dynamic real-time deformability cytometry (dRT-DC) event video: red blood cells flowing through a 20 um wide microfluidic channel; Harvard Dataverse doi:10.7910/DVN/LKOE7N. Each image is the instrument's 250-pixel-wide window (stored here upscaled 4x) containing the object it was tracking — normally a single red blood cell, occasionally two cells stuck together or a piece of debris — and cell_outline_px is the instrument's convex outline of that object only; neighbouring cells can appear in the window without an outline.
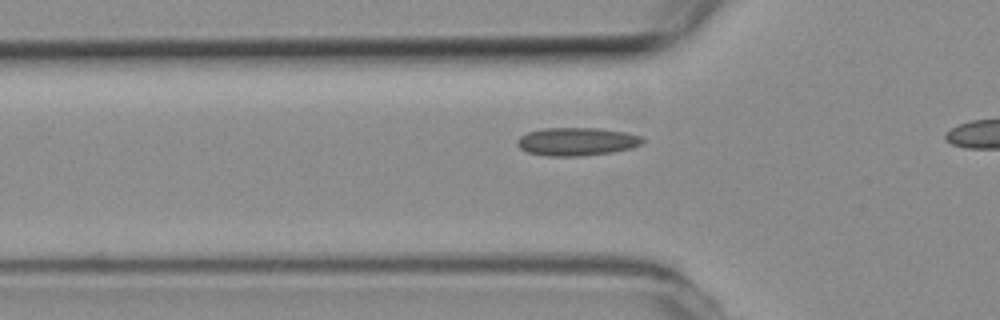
{"species": "common noctule bat (a hibernating species)", "species_latin": "Nyctalus noctula", "temperature_condition": "room temperature", "stored_images_in_passage": 11, "camera_frame_rate_fps": 3000, "um_per_image_px": 0.085, "animal": {"sex": "female", "body_mass_g": 19.3, "forearm_length_mm": 54.1}, "frame": {"image": 1, "passage_image": 5, "time_ms": 1.333, "image_size_px": [1000, 320], "cell_outline_px": [[644, 140], [640, 144], [632, 148], [612, 152], [580, 156], [548, 156], [528, 152], [520, 148], [516, 144], [516, 140], [520, 136], [528, 132], [544, 128], [600, 128], [628, 132], [640, 136]], "centroid_in_image_um": [49.02, 12.03], "position_along_channel_um": 76.8, "area_um2": 20.58}}
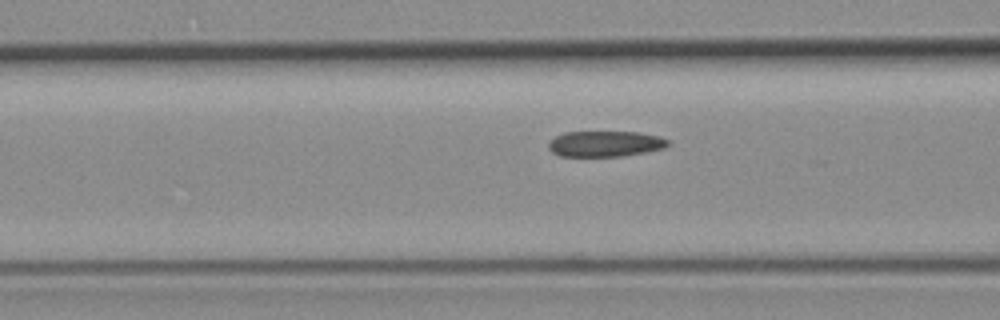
{"frame": {"image": 2, "passage_image": 8, "time_ms": 2.333, "image_size_px": [1000, 320], "cell_outline_px": [[668, 144], [664, 148], [644, 152], [620, 156], [560, 156], [552, 152], [548, 148], [548, 144], [556, 136], [564, 132], [640, 132], [660, 136], [668, 140]], "centroid_in_image_um": [51.43, 12.21], "position_along_channel_um": 115.2, "area_um2": 17.8}}